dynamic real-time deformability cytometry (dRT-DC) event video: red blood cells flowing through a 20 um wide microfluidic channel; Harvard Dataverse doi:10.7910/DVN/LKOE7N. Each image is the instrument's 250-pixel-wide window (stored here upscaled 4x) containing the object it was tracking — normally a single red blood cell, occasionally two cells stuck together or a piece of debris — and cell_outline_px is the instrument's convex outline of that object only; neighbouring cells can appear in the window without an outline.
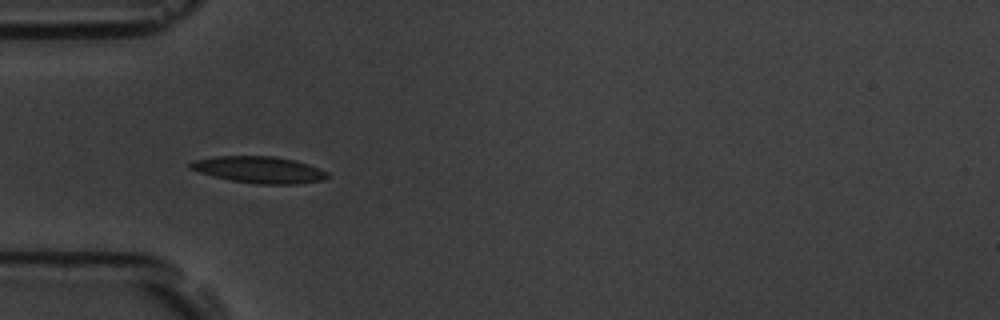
{"species": "common noctule bat (a hibernating species)", "species_latin": "Nyctalus noctula", "temperature_condition": "room temperature", "stored_images_in_passage": 4, "camera_frame_rate_fps": 3000, "um_per_image_px": 0.085, "animal": {"sex": "male", "body_mass_g": 19.5, "forearm_length_mm": 54.6}, "frame": {"image": 1, "passage_image": 3, "time_ms": 3.333, "image_size_px": [1000, 320], "cell_outline_px": [[328, 176], [324, 180], [300, 184], [256, 184], [232, 180], [200, 172], [188, 168], [188, 164], [192, 160], [216, 156], [272, 156], [296, 160], [320, 168], [328, 172]], "centroid_in_image_um": [22.05, 14.42], "position_along_channel_um": 62.9, "area_um2": 21.33}}
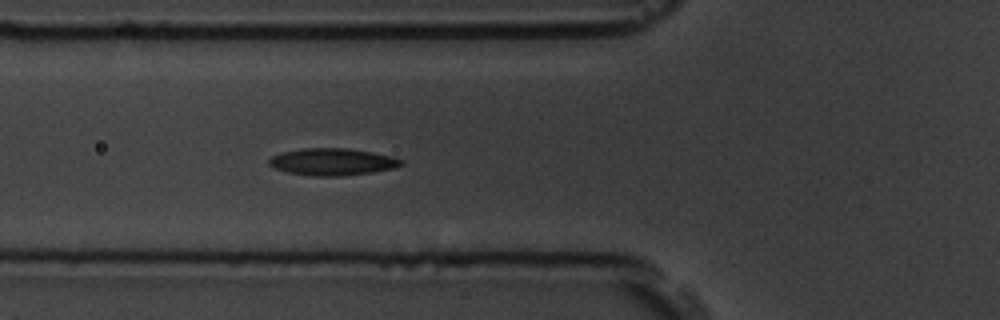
{"frame": {"image": 2, "passage_image": 4, "time_ms": 4.333, "image_size_px": [1000, 320], "cell_outline_px": [[404, 164], [392, 168], [372, 172], [340, 176], [312, 176], [288, 172], [276, 168], [268, 164], [268, 160], [272, 156], [280, 152], [300, 148], [348, 148], [372, 152], [392, 156], [404, 160]], "centroid_in_image_um": [28.24, 13.74], "position_along_channel_um": 97.6, "area_um2": 20.87}}